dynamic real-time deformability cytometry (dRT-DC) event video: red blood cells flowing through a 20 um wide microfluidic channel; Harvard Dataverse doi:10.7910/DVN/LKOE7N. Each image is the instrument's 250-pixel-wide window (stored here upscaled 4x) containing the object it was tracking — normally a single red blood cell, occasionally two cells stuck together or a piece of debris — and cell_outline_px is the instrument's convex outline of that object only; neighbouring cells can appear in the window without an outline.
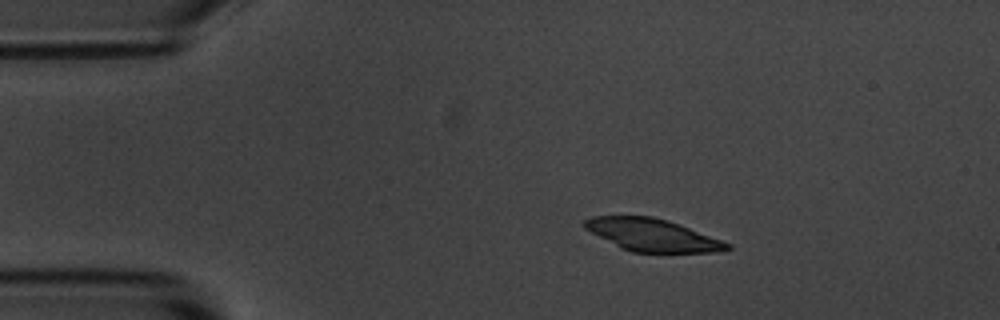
{"species": "common noctule bat (a hibernating species)", "species_latin": "Nyctalus noctula", "temperature_condition": "room temperature", "stored_images_in_passage": 47, "camera_frame_rate_fps": 3000, "um_per_image_px": 0.085, "animal": {"sex": "male", "body_mass_g": 20.1, "forearm_length_mm": 53.5}, "frame": {"image": 1, "passage_image": 1, "time_ms": 0.0, "image_size_px": [1000, 320], "cell_outline_px": [[732, 248], [716, 252], [632, 252], [620, 248], [584, 228], [580, 224], [584, 220], [592, 216], [652, 216], [668, 220], [732, 244]], "centroid_in_image_um": [55.42, 19.97], "position_along_channel_um": 29.6, "area_um2": 26.82}}